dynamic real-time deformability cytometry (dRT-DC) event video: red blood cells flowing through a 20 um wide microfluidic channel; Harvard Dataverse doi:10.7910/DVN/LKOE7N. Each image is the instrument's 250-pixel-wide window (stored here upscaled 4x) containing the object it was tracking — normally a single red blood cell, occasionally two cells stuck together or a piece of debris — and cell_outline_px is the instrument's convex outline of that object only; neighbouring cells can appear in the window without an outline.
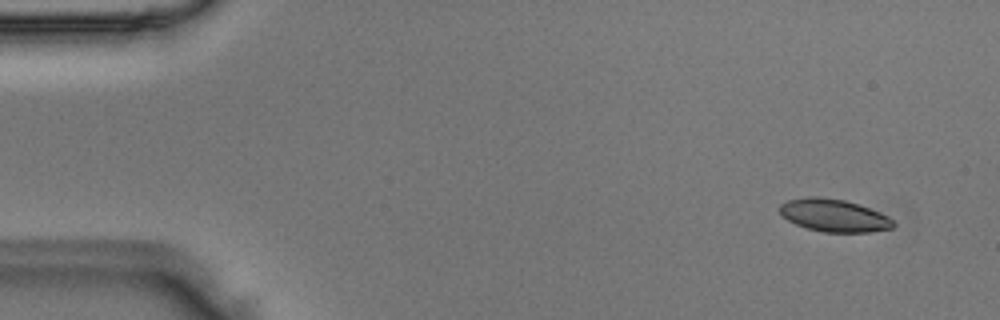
{"species": "Egyptian fruit bat (a non-hibernating species)", "species_latin": "Rousettus aegyptiacus", "temperature_condition": "room temperature", "stored_images_in_passage": 51, "camera_frame_rate_fps": 3000, "um_per_image_px": 0.085, "animal": {"sex": "male"}, "frame": {"image": 1, "passage_image": 4, "time_ms": 1.0, "image_size_px": [1000, 320], "cell_outline_px": [[896, 224], [892, 228], [868, 232], [824, 232], [808, 228], [796, 224], [780, 216], [780, 204], [788, 200], [808, 196], [820, 196], [844, 200], [880, 212], [888, 216]], "centroid_in_image_um": [70.86, 18.31], "position_along_channel_um": 14.1, "area_um2": 21.5}}
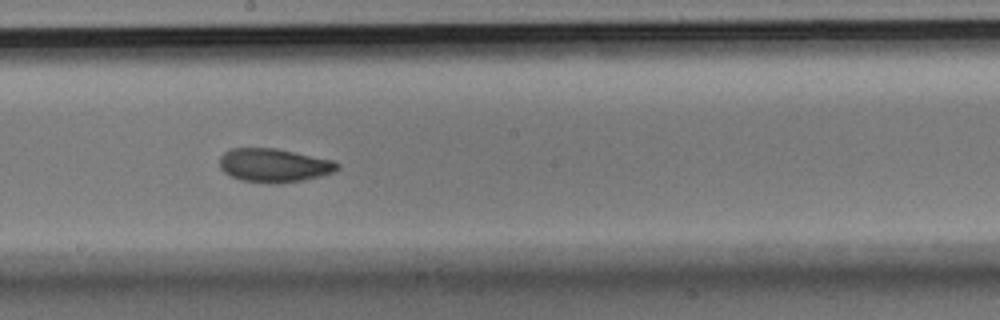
{"frame": {"image": 2, "passage_image": 28, "time_ms": 9.0, "image_size_px": [1000, 320], "cell_outline_px": [[340, 168], [332, 172], [320, 176], [304, 180], [280, 184], [268, 184], [240, 180], [224, 172], [220, 168], [220, 156], [224, 152], [232, 148], [276, 148], [332, 160], [340, 164]], "centroid_in_image_um": [23.28, 14.06], "position_along_channel_um": 224.9, "area_um2": 23.24}}
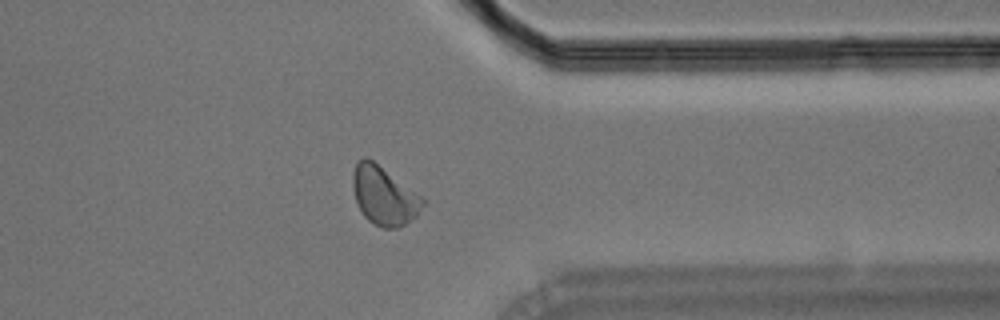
{"frame": {"image": 3, "passage_image": 40, "time_ms": 13.0, "image_size_px": [1000, 320], "cell_outline_px": [[424, 204], [416, 216], [400, 228], [384, 228], [368, 220], [364, 216], [356, 200], [352, 188], [352, 176], [356, 160], [364, 156], [372, 160], [424, 196]], "centroid_in_image_um": [32.65, 16.61], "position_along_channel_um": 378.8, "area_um2": 23.99}}